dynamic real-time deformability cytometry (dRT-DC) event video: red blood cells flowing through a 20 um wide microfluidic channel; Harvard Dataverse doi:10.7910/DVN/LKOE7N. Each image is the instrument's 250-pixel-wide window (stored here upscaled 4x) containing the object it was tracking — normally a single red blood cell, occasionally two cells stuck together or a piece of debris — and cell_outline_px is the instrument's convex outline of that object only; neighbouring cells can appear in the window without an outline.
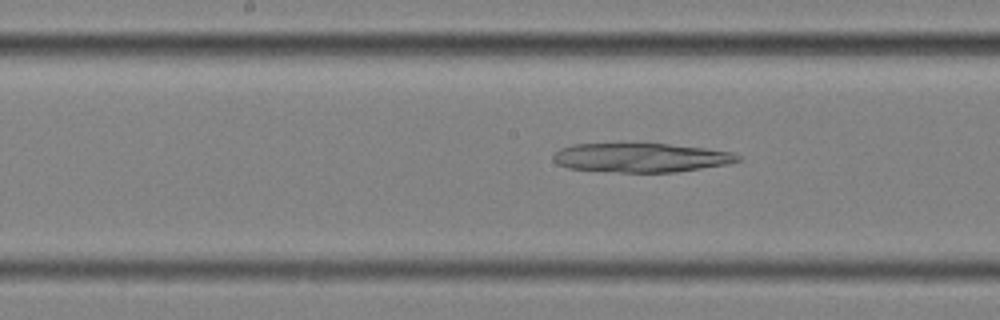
{"species": "common noctule bat (a hibernating species)", "species_latin": "Nyctalus noctula", "temperature_condition": "cold", "stored_images_in_passage": 26, "camera_frame_rate_fps": 3000, "um_per_image_px": 0.085, "animal": {"sex": "female", "body_mass_g": 25.1}, "frame": {"image": 1, "passage_image": 26, "time_ms": 8.333, "image_size_px": [1000, 320], "cell_outline_px": [[740, 160], [728, 164], [676, 172], [620, 172], [568, 168], [556, 164], [552, 160], [552, 156], [560, 148], [572, 144], [668, 144], [704, 148], [732, 152], [740, 156]], "centroid_in_image_um": [54.45, 13.4], "position_along_channel_um": 193.7, "area_um2": 31.15}}